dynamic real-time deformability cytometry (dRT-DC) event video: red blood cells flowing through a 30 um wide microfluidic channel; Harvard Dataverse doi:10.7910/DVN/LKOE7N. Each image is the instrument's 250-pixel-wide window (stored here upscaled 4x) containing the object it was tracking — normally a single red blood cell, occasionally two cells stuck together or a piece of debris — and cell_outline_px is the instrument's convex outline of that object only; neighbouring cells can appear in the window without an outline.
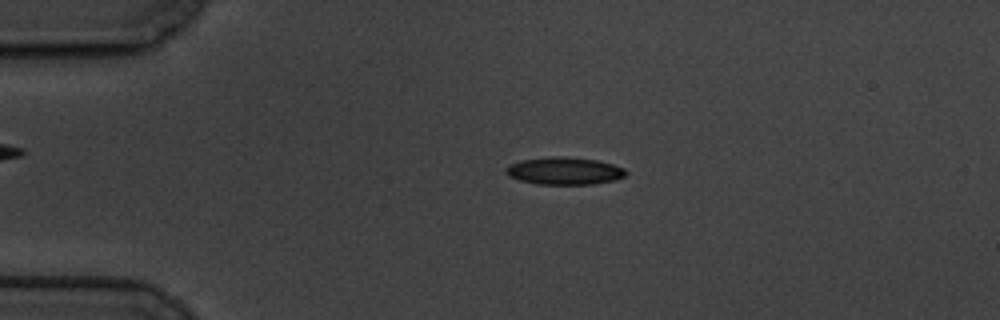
{"species": "common noctule bat (a hibernating species)", "species_latin": "Nyctalus noctula", "temperature_condition": "cold", "stored_images_in_passage": 60, "camera_frame_rate_fps": 3000, "um_per_image_px": 0.085, "animal": {"sex": "male", "body_mass_g": 19.5, "forearm_length_mm": 54.6}, "frame": {"image": 1, "passage_image": 13, "time_ms": 4.0, "image_size_px": [1000, 320], "cell_outline_px": [[628, 172], [624, 176], [616, 180], [592, 184], [536, 184], [520, 180], [508, 176], [504, 172], [504, 168], [508, 164], [520, 160], [552, 156], [568, 156], [596, 160], [612, 164], [624, 168]], "centroid_in_image_um": [47.93, 14.52], "position_along_channel_um": 37.1, "area_um2": 19.42}}
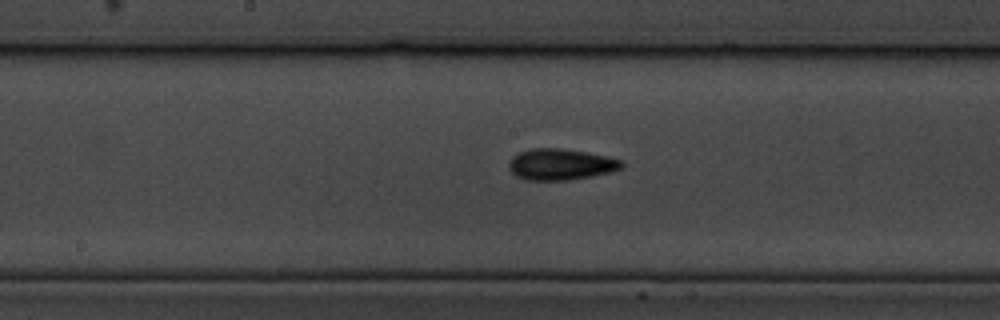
{"frame": {"image": 2, "passage_image": 31, "time_ms": 10.0, "image_size_px": [1000, 320], "cell_outline_px": [[624, 164], [620, 168], [612, 172], [592, 176], [568, 180], [528, 180], [516, 176], [508, 168], [508, 164], [512, 156], [520, 152], [532, 148], [560, 148], [588, 152], [608, 156], [620, 160]], "centroid_in_image_um": [47.65, 13.97], "position_along_channel_um": 200.5, "area_um2": 20.58}}
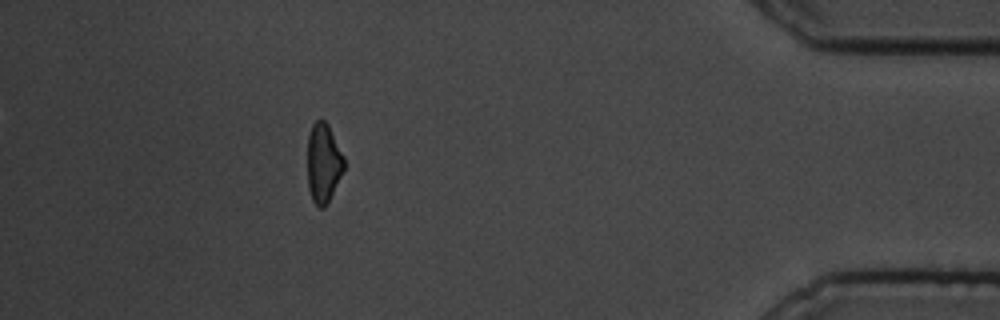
{"frame": {"image": 3, "passage_image": 54, "time_ms": 17.667, "image_size_px": [1000, 320], "cell_outline_px": [[344, 168], [324, 208], [320, 208], [312, 200], [308, 188], [308, 136], [312, 124], [316, 120], [324, 120], [328, 124], [344, 156]], "centroid_in_image_um": [27.47, 13.82], "position_along_channel_um": 407.7, "area_um2": 16.65}, "authors_computed_cell_mechanics": {"area_um2": 18.3515, "velocity_mm_per_s": 3.3359, "shape_relaxation_time_tau1_ms": 2.2877, "shape_relaxation_time_tau2_ms": 3.8563, "deformation_change_tau1": 0.1016, "deformation_change_tau2": 0.1009}}